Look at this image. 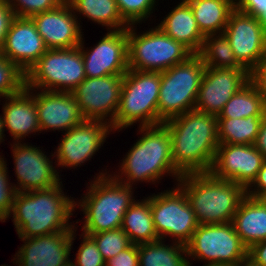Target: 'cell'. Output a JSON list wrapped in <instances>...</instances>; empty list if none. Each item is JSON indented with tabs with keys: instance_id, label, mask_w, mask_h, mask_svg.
<instances>
[{
	"instance_id": "cell-2",
	"label": "cell",
	"mask_w": 266,
	"mask_h": 266,
	"mask_svg": "<svg viewBox=\"0 0 266 266\" xmlns=\"http://www.w3.org/2000/svg\"><path fill=\"white\" fill-rule=\"evenodd\" d=\"M62 182L49 189L16 192L11 214L19 238L44 236L74 229L70 222L75 199L64 193Z\"/></svg>"
},
{
	"instance_id": "cell-16",
	"label": "cell",
	"mask_w": 266,
	"mask_h": 266,
	"mask_svg": "<svg viewBox=\"0 0 266 266\" xmlns=\"http://www.w3.org/2000/svg\"><path fill=\"white\" fill-rule=\"evenodd\" d=\"M238 62L249 72L266 55V36L255 17L236 7L223 32Z\"/></svg>"
},
{
	"instance_id": "cell-38",
	"label": "cell",
	"mask_w": 266,
	"mask_h": 266,
	"mask_svg": "<svg viewBox=\"0 0 266 266\" xmlns=\"http://www.w3.org/2000/svg\"><path fill=\"white\" fill-rule=\"evenodd\" d=\"M4 159L0 155V213L9 219L16 190L14 182H9L11 179H9L7 162Z\"/></svg>"
},
{
	"instance_id": "cell-1",
	"label": "cell",
	"mask_w": 266,
	"mask_h": 266,
	"mask_svg": "<svg viewBox=\"0 0 266 266\" xmlns=\"http://www.w3.org/2000/svg\"><path fill=\"white\" fill-rule=\"evenodd\" d=\"M163 124L171 137L175 169L181 175L209 172L219 146L217 116L193 109Z\"/></svg>"
},
{
	"instance_id": "cell-35",
	"label": "cell",
	"mask_w": 266,
	"mask_h": 266,
	"mask_svg": "<svg viewBox=\"0 0 266 266\" xmlns=\"http://www.w3.org/2000/svg\"><path fill=\"white\" fill-rule=\"evenodd\" d=\"M122 18L129 25L146 23L155 12L157 0H116ZM147 19V20H146Z\"/></svg>"
},
{
	"instance_id": "cell-44",
	"label": "cell",
	"mask_w": 266,
	"mask_h": 266,
	"mask_svg": "<svg viewBox=\"0 0 266 266\" xmlns=\"http://www.w3.org/2000/svg\"><path fill=\"white\" fill-rule=\"evenodd\" d=\"M248 257L258 266H266V240L253 244L248 249Z\"/></svg>"
},
{
	"instance_id": "cell-15",
	"label": "cell",
	"mask_w": 266,
	"mask_h": 266,
	"mask_svg": "<svg viewBox=\"0 0 266 266\" xmlns=\"http://www.w3.org/2000/svg\"><path fill=\"white\" fill-rule=\"evenodd\" d=\"M84 41L82 38L79 48L86 77L124 75L129 70L127 29L108 31L91 49L84 46Z\"/></svg>"
},
{
	"instance_id": "cell-18",
	"label": "cell",
	"mask_w": 266,
	"mask_h": 266,
	"mask_svg": "<svg viewBox=\"0 0 266 266\" xmlns=\"http://www.w3.org/2000/svg\"><path fill=\"white\" fill-rule=\"evenodd\" d=\"M248 82L247 69L205 67L194 109L218 116L232 96Z\"/></svg>"
},
{
	"instance_id": "cell-32",
	"label": "cell",
	"mask_w": 266,
	"mask_h": 266,
	"mask_svg": "<svg viewBox=\"0 0 266 266\" xmlns=\"http://www.w3.org/2000/svg\"><path fill=\"white\" fill-rule=\"evenodd\" d=\"M205 67L245 69L236 59L224 33L207 35L199 53Z\"/></svg>"
},
{
	"instance_id": "cell-12",
	"label": "cell",
	"mask_w": 266,
	"mask_h": 266,
	"mask_svg": "<svg viewBox=\"0 0 266 266\" xmlns=\"http://www.w3.org/2000/svg\"><path fill=\"white\" fill-rule=\"evenodd\" d=\"M111 132L114 133L111 125L101 120H84L64 132L54 151L57 170L61 171L59 167L75 169L91 160Z\"/></svg>"
},
{
	"instance_id": "cell-5",
	"label": "cell",
	"mask_w": 266,
	"mask_h": 266,
	"mask_svg": "<svg viewBox=\"0 0 266 266\" xmlns=\"http://www.w3.org/2000/svg\"><path fill=\"white\" fill-rule=\"evenodd\" d=\"M185 194L199 225L232 222L246 189L210 172L185 174L175 183Z\"/></svg>"
},
{
	"instance_id": "cell-48",
	"label": "cell",
	"mask_w": 266,
	"mask_h": 266,
	"mask_svg": "<svg viewBox=\"0 0 266 266\" xmlns=\"http://www.w3.org/2000/svg\"><path fill=\"white\" fill-rule=\"evenodd\" d=\"M5 131H4V126H3V117H2V115L0 114V145H1V143L2 142H4L5 141V133H4Z\"/></svg>"
},
{
	"instance_id": "cell-25",
	"label": "cell",
	"mask_w": 266,
	"mask_h": 266,
	"mask_svg": "<svg viewBox=\"0 0 266 266\" xmlns=\"http://www.w3.org/2000/svg\"><path fill=\"white\" fill-rule=\"evenodd\" d=\"M242 243L249 249L266 240V206L259 200L245 196L232 221Z\"/></svg>"
},
{
	"instance_id": "cell-51",
	"label": "cell",
	"mask_w": 266,
	"mask_h": 266,
	"mask_svg": "<svg viewBox=\"0 0 266 266\" xmlns=\"http://www.w3.org/2000/svg\"><path fill=\"white\" fill-rule=\"evenodd\" d=\"M192 262L189 263L188 266H191ZM202 266H226V265H219V264H203Z\"/></svg>"
},
{
	"instance_id": "cell-46",
	"label": "cell",
	"mask_w": 266,
	"mask_h": 266,
	"mask_svg": "<svg viewBox=\"0 0 266 266\" xmlns=\"http://www.w3.org/2000/svg\"><path fill=\"white\" fill-rule=\"evenodd\" d=\"M257 21L260 23V25L263 28V32L266 36V10H263L257 17Z\"/></svg>"
},
{
	"instance_id": "cell-8",
	"label": "cell",
	"mask_w": 266,
	"mask_h": 266,
	"mask_svg": "<svg viewBox=\"0 0 266 266\" xmlns=\"http://www.w3.org/2000/svg\"><path fill=\"white\" fill-rule=\"evenodd\" d=\"M136 30L137 24L127 28L128 69L163 72L193 55L187 47L169 37L158 26L142 34Z\"/></svg>"
},
{
	"instance_id": "cell-11",
	"label": "cell",
	"mask_w": 266,
	"mask_h": 266,
	"mask_svg": "<svg viewBox=\"0 0 266 266\" xmlns=\"http://www.w3.org/2000/svg\"><path fill=\"white\" fill-rule=\"evenodd\" d=\"M170 190L151 194V212L159 239L186 245L199 226L184 192L176 185Z\"/></svg>"
},
{
	"instance_id": "cell-52",
	"label": "cell",
	"mask_w": 266,
	"mask_h": 266,
	"mask_svg": "<svg viewBox=\"0 0 266 266\" xmlns=\"http://www.w3.org/2000/svg\"><path fill=\"white\" fill-rule=\"evenodd\" d=\"M7 220V218L0 213V222H5Z\"/></svg>"
},
{
	"instance_id": "cell-23",
	"label": "cell",
	"mask_w": 266,
	"mask_h": 266,
	"mask_svg": "<svg viewBox=\"0 0 266 266\" xmlns=\"http://www.w3.org/2000/svg\"><path fill=\"white\" fill-rule=\"evenodd\" d=\"M2 117L4 131L13 142H24L29 134L41 133L35 104V89L24 88L18 94L4 97Z\"/></svg>"
},
{
	"instance_id": "cell-36",
	"label": "cell",
	"mask_w": 266,
	"mask_h": 266,
	"mask_svg": "<svg viewBox=\"0 0 266 266\" xmlns=\"http://www.w3.org/2000/svg\"><path fill=\"white\" fill-rule=\"evenodd\" d=\"M65 0H6L13 9L14 15L18 17H32L57 8Z\"/></svg>"
},
{
	"instance_id": "cell-24",
	"label": "cell",
	"mask_w": 266,
	"mask_h": 266,
	"mask_svg": "<svg viewBox=\"0 0 266 266\" xmlns=\"http://www.w3.org/2000/svg\"><path fill=\"white\" fill-rule=\"evenodd\" d=\"M165 16L157 26L169 37L182 43L193 54H199L205 36L200 32L190 5L185 0H181Z\"/></svg>"
},
{
	"instance_id": "cell-39",
	"label": "cell",
	"mask_w": 266,
	"mask_h": 266,
	"mask_svg": "<svg viewBox=\"0 0 266 266\" xmlns=\"http://www.w3.org/2000/svg\"><path fill=\"white\" fill-rule=\"evenodd\" d=\"M138 244H132L115 257L106 261L105 266H139Z\"/></svg>"
},
{
	"instance_id": "cell-30",
	"label": "cell",
	"mask_w": 266,
	"mask_h": 266,
	"mask_svg": "<svg viewBox=\"0 0 266 266\" xmlns=\"http://www.w3.org/2000/svg\"><path fill=\"white\" fill-rule=\"evenodd\" d=\"M264 116L217 118L218 141L223 144H254Z\"/></svg>"
},
{
	"instance_id": "cell-28",
	"label": "cell",
	"mask_w": 266,
	"mask_h": 266,
	"mask_svg": "<svg viewBox=\"0 0 266 266\" xmlns=\"http://www.w3.org/2000/svg\"><path fill=\"white\" fill-rule=\"evenodd\" d=\"M192 9L200 32L204 35L223 33L235 8V0H185Z\"/></svg>"
},
{
	"instance_id": "cell-27",
	"label": "cell",
	"mask_w": 266,
	"mask_h": 266,
	"mask_svg": "<svg viewBox=\"0 0 266 266\" xmlns=\"http://www.w3.org/2000/svg\"><path fill=\"white\" fill-rule=\"evenodd\" d=\"M81 22V15L107 31L127 29L130 25L122 18L116 0H66ZM79 12V13H78Z\"/></svg>"
},
{
	"instance_id": "cell-19",
	"label": "cell",
	"mask_w": 266,
	"mask_h": 266,
	"mask_svg": "<svg viewBox=\"0 0 266 266\" xmlns=\"http://www.w3.org/2000/svg\"><path fill=\"white\" fill-rule=\"evenodd\" d=\"M79 226L32 238H19L24 244L17 250L20 266H64L70 261V254Z\"/></svg>"
},
{
	"instance_id": "cell-22",
	"label": "cell",
	"mask_w": 266,
	"mask_h": 266,
	"mask_svg": "<svg viewBox=\"0 0 266 266\" xmlns=\"http://www.w3.org/2000/svg\"><path fill=\"white\" fill-rule=\"evenodd\" d=\"M35 104L41 132H67L85 120L71 92L35 89Z\"/></svg>"
},
{
	"instance_id": "cell-40",
	"label": "cell",
	"mask_w": 266,
	"mask_h": 266,
	"mask_svg": "<svg viewBox=\"0 0 266 266\" xmlns=\"http://www.w3.org/2000/svg\"><path fill=\"white\" fill-rule=\"evenodd\" d=\"M249 81L258 90L266 107V55L249 72Z\"/></svg>"
},
{
	"instance_id": "cell-53",
	"label": "cell",
	"mask_w": 266,
	"mask_h": 266,
	"mask_svg": "<svg viewBox=\"0 0 266 266\" xmlns=\"http://www.w3.org/2000/svg\"><path fill=\"white\" fill-rule=\"evenodd\" d=\"M64 266H76L72 260H70L67 264H65Z\"/></svg>"
},
{
	"instance_id": "cell-13",
	"label": "cell",
	"mask_w": 266,
	"mask_h": 266,
	"mask_svg": "<svg viewBox=\"0 0 266 266\" xmlns=\"http://www.w3.org/2000/svg\"><path fill=\"white\" fill-rule=\"evenodd\" d=\"M10 145L14 176L17 178V184H14L16 192L49 189L63 182L60 172L55 168V162L50 160V157L55 158L53 153H50L51 156L45 154L40 147L29 145L28 142H13Z\"/></svg>"
},
{
	"instance_id": "cell-10",
	"label": "cell",
	"mask_w": 266,
	"mask_h": 266,
	"mask_svg": "<svg viewBox=\"0 0 266 266\" xmlns=\"http://www.w3.org/2000/svg\"><path fill=\"white\" fill-rule=\"evenodd\" d=\"M188 262L233 266L248 257L232 222L199 225L186 244Z\"/></svg>"
},
{
	"instance_id": "cell-33",
	"label": "cell",
	"mask_w": 266,
	"mask_h": 266,
	"mask_svg": "<svg viewBox=\"0 0 266 266\" xmlns=\"http://www.w3.org/2000/svg\"><path fill=\"white\" fill-rule=\"evenodd\" d=\"M26 87V74L0 52V98L18 94Z\"/></svg>"
},
{
	"instance_id": "cell-29",
	"label": "cell",
	"mask_w": 266,
	"mask_h": 266,
	"mask_svg": "<svg viewBox=\"0 0 266 266\" xmlns=\"http://www.w3.org/2000/svg\"><path fill=\"white\" fill-rule=\"evenodd\" d=\"M139 266H188L186 245L164 240L138 244Z\"/></svg>"
},
{
	"instance_id": "cell-34",
	"label": "cell",
	"mask_w": 266,
	"mask_h": 266,
	"mask_svg": "<svg viewBox=\"0 0 266 266\" xmlns=\"http://www.w3.org/2000/svg\"><path fill=\"white\" fill-rule=\"evenodd\" d=\"M86 235H89L95 241L105 261L115 257L118 253L133 244L129 236L121 228Z\"/></svg>"
},
{
	"instance_id": "cell-49",
	"label": "cell",
	"mask_w": 266,
	"mask_h": 266,
	"mask_svg": "<svg viewBox=\"0 0 266 266\" xmlns=\"http://www.w3.org/2000/svg\"><path fill=\"white\" fill-rule=\"evenodd\" d=\"M12 260H13V265L15 264L16 266H20V263H19V261L15 255H14ZM0 266H11V265H6V264L2 265L1 264Z\"/></svg>"
},
{
	"instance_id": "cell-20",
	"label": "cell",
	"mask_w": 266,
	"mask_h": 266,
	"mask_svg": "<svg viewBox=\"0 0 266 266\" xmlns=\"http://www.w3.org/2000/svg\"><path fill=\"white\" fill-rule=\"evenodd\" d=\"M31 18L48 49H71L79 46L84 37L82 25L66 0Z\"/></svg>"
},
{
	"instance_id": "cell-47",
	"label": "cell",
	"mask_w": 266,
	"mask_h": 266,
	"mask_svg": "<svg viewBox=\"0 0 266 266\" xmlns=\"http://www.w3.org/2000/svg\"><path fill=\"white\" fill-rule=\"evenodd\" d=\"M233 266H258V265H256L249 257H247L246 259L236 263Z\"/></svg>"
},
{
	"instance_id": "cell-42",
	"label": "cell",
	"mask_w": 266,
	"mask_h": 266,
	"mask_svg": "<svg viewBox=\"0 0 266 266\" xmlns=\"http://www.w3.org/2000/svg\"><path fill=\"white\" fill-rule=\"evenodd\" d=\"M264 192H266V159L263 161L257 178L246 189V195L258 199Z\"/></svg>"
},
{
	"instance_id": "cell-6",
	"label": "cell",
	"mask_w": 266,
	"mask_h": 266,
	"mask_svg": "<svg viewBox=\"0 0 266 266\" xmlns=\"http://www.w3.org/2000/svg\"><path fill=\"white\" fill-rule=\"evenodd\" d=\"M161 72L129 69L122 80L119 108L112 130L122 131L139 124V127L158 125V100Z\"/></svg>"
},
{
	"instance_id": "cell-14",
	"label": "cell",
	"mask_w": 266,
	"mask_h": 266,
	"mask_svg": "<svg viewBox=\"0 0 266 266\" xmlns=\"http://www.w3.org/2000/svg\"><path fill=\"white\" fill-rule=\"evenodd\" d=\"M124 75L99 78L86 77L73 91L79 110L85 120L114 122L117 114Z\"/></svg>"
},
{
	"instance_id": "cell-21",
	"label": "cell",
	"mask_w": 266,
	"mask_h": 266,
	"mask_svg": "<svg viewBox=\"0 0 266 266\" xmlns=\"http://www.w3.org/2000/svg\"><path fill=\"white\" fill-rule=\"evenodd\" d=\"M47 50L32 18L15 16L0 52L26 74Z\"/></svg>"
},
{
	"instance_id": "cell-3",
	"label": "cell",
	"mask_w": 266,
	"mask_h": 266,
	"mask_svg": "<svg viewBox=\"0 0 266 266\" xmlns=\"http://www.w3.org/2000/svg\"><path fill=\"white\" fill-rule=\"evenodd\" d=\"M139 136L114 174L117 181L132 187L145 182L157 185L163 177L171 176L176 182L182 175L175 169L172 161L171 137L164 124L138 126ZM168 175V176H167ZM124 176V177H123ZM157 182V184H156ZM135 183V184H134Z\"/></svg>"
},
{
	"instance_id": "cell-45",
	"label": "cell",
	"mask_w": 266,
	"mask_h": 266,
	"mask_svg": "<svg viewBox=\"0 0 266 266\" xmlns=\"http://www.w3.org/2000/svg\"><path fill=\"white\" fill-rule=\"evenodd\" d=\"M257 150L266 158V114L260 124L259 132L254 143Z\"/></svg>"
},
{
	"instance_id": "cell-4",
	"label": "cell",
	"mask_w": 266,
	"mask_h": 266,
	"mask_svg": "<svg viewBox=\"0 0 266 266\" xmlns=\"http://www.w3.org/2000/svg\"><path fill=\"white\" fill-rule=\"evenodd\" d=\"M105 169L91 180L88 189L75 199V209L83 212L82 233L95 234L121 228L123 216L135 201L134 187L117 181ZM97 176V177H96Z\"/></svg>"
},
{
	"instance_id": "cell-9",
	"label": "cell",
	"mask_w": 266,
	"mask_h": 266,
	"mask_svg": "<svg viewBox=\"0 0 266 266\" xmlns=\"http://www.w3.org/2000/svg\"><path fill=\"white\" fill-rule=\"evenodd\" d=\"M86 78L79 46L48 49L26 73V88L73 91Z\"/></svg>"
},
{
	"instance_id": "cell-37",
	"label": "cell",
	"mask_w": 266,
	"mask_h": 266,
	"mask_svg": "<svg viewBox=\"0 0 266 266\" xmlns=\"http://www.w3.org/2000/svg\"><path fill=\"white\" fill-rule=\"evenodd\" d=\"M79 249L77 250L75 259L72 261L76 266H105L106 261L98 250L95 241L84 233H81Z\"/></svg>"
},
{
	"instance_id": "cell-31",
	"label": "cell",
	"mask_w": 266,
	"mask_h": 266,
	"mask_svg": "<svg viewBox=\"0 0 266 266\" xmlns=\"http://www.w3.org/2000/svg\"><path fill=\"white\" fill-rule=\"evenodd\" d=\"M265 114L266 107L263 98L249 81L225 104L217 118H247Z\"/></svg>"
},
{
	"instance_id": "cell-17",
	"label": "cell",
	"mask_w": 266,
	"mask_h": 266,
	"mask_svg": "<svg viewBox=\"0 0 266 266\" xmlns=\"http://www.w3.org/2000/svg\"><path fill=\"white\" fill-rule=\"evenodd\" d=\"M265 159L254 144L219 143L209 172L218 179L233 181L247 189L257 178Z\"/></svg>"
},
{
	"instance_id": "cell-7",
	"label": "cell",
	"mask_w": 266,
	"mask_h": 266,
	"mask_svg": "<svg viewBox=\"0 0 266 266\" xmlns=\"http://www.w3.org/2000/svg\"><path fill=\"white\" fill-rule=\"evenodd\" d=\"M205 71L199 54L161 72L158 100V125L195 108Z\"/></svg>"
},
{
	"instance_id": "cell-43",
	"label": "cell",
	"mask_w": 266,
	"mask_h": 266,
	"mask_svg": "<svg viewBox=\"0 0 266 266\" xmlns=\"http://www.w3.org/2000/svg\"><path fill=\"white\" fill-rule=\"evenodd\" d=\"M235 7L256 18L266 10V0H235Z\"/></svg>"
},
{
	"instance_id": "cell-26",
	"label": "cell",
	"mask_w": 266,
	"mask_h": 266,
	"mask_svg": "<svg viewBox=\"0 0 266 266\" xmlns=\"http://www.w3.org/2000/svg\"><path fill=\"white\" fill-rule=\"evenodd\" d=\"M144 198L141 201L135 200L123 216L121 229L133 244L160 240L152 218L151 195Z\"/></svg>"
},
{
	"instance_id": "cell-41",
	"label": "cell",
	"mask_w": 266,
	"mask_h": 266,
	"mask_svg": "<svg viewBox=\"0 0 266 266\" xmlns=\"http://www.w3.org/2000/svg\"><path fill=\"white\" fill-rule=\"evenodd\" d=\"M15 15L6 0H0V50L2 49L9 27Z\"/></svg>"
},
{
	"instance_id": "cell-50",
	"label": "cell",
	"mask_w": 266,
	"mask_h": 266,
	"mask_svg": "<svg viewBox=\"0 0 266 266\" xmlns=\"http://www.w3.org/2000/svg\"><path fill=\"white\" fill-rule=\"evenodd\" d=\"M266 206V192L258 198Z\"/></svg>"
}]
</instances>
